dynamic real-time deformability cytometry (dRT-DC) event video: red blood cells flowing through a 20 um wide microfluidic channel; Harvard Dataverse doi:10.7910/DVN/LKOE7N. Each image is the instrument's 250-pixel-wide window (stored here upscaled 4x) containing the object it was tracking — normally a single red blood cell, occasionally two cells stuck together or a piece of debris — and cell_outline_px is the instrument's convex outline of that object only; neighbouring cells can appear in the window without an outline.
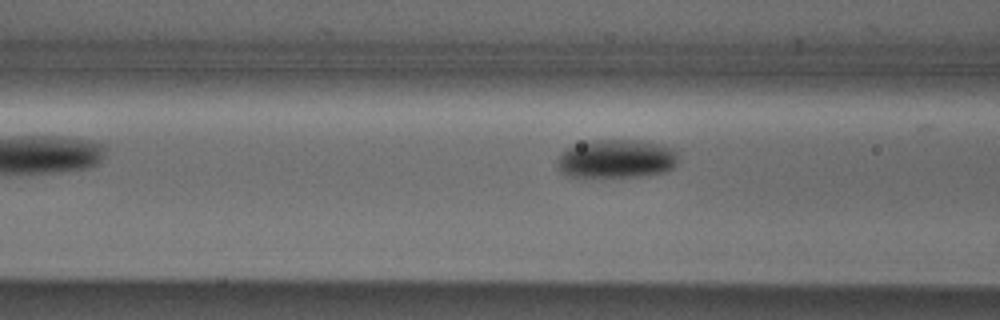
{"species": "Egyptian fruit bat (a non-hibernating species)", "species_latin": "Rousettus aegyptiacus", "temperature_condition": "cold", "stored_images_in_passage": 7, "camera_frame_rate_fps": 3000, "um_per_image_px": 0.085, "animal": {"sex": "male"}, "frame": {"image": 1, "passage_image": 6, "time_ms": 6.0, "image_size_px": [1000, 320], "cell_outline_px": [[676, 164], [672, 168], [664, 172], [640, 176], [584, 180], [568, 176], [560, 172], [556, 168], [556, 160], [560, 152], [568, 148], [592, 140], [640, 140], [660, 144], [672, 148], [676, 152]], "centroid_in_image_um": [52.3, 13.55], "position_along_channel_um": 114.3, "area_um2": 28.15}}